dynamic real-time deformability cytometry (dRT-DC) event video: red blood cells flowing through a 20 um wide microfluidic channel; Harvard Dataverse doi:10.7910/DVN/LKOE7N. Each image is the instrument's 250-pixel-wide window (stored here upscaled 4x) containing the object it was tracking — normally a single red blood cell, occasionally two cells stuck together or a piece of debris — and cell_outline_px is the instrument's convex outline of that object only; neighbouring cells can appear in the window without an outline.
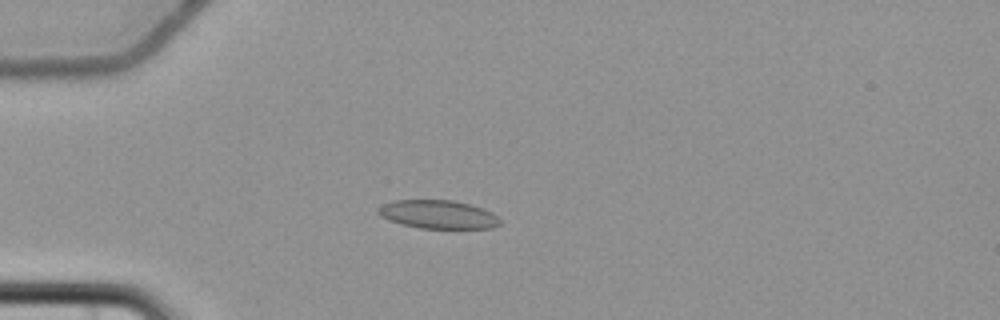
{"species": "common noctule bat (a hibernating species)", "species_latin": "Nyctalus noctula", "temperature_condition": "cold", "stored_images_in_passage": 6, "camera_frame_rate_fps": 3000, "um_per_image_px": 0.085, "animal": {"sex": "female", "body_mass_g": 22.7, "forearm_length_mm": 54.2}, "frame": {"image": 1, "passage_image": 5, "time_ms": 5.0, "image_size_px": [1000, 320], "cell_outline_px": [[500, 224], [492, 228], [420, 228], [400, 224], [388, 220], [380, 216], [376, 212], [376, 208], [392, 200], [452, 200], [468, 204], [492, 212], [500, 220]], "centroid_in_image_um": [37.17, 18.22], "position_along_channel_um": 47.8, "area_um2": 20.17}}